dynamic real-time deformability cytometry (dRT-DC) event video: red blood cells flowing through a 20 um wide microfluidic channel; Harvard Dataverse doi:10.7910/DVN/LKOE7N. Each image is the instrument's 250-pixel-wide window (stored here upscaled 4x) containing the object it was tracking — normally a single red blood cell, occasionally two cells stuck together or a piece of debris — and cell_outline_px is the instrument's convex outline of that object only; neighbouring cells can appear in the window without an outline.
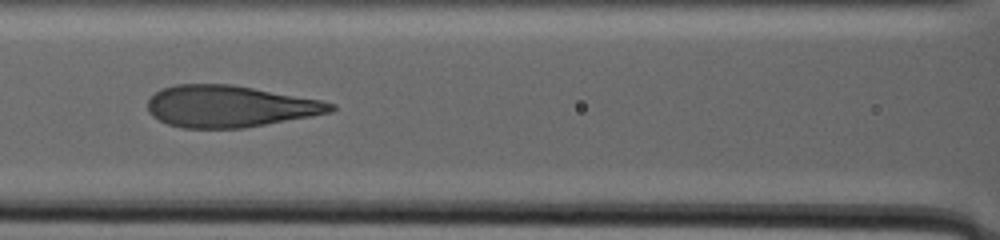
{"species": "human", "species_latin": "Homo sapiens", "temperature_condition": "warm", "stored_images_in_passage": 47, "camera_frame_rate_fps": 3000, "um_per_image_px": 0.085, "donor": {"sex": "male"}, "frame": {"image": 1, "passage_image": 7, "time_ms": 5.667, "image_size_px": [1000, 240], "cell_outline_px": [[336, 108], [332, 112], [244, 128], [180, 128], [168, 124], [152, 116], [148, 112], [148, 100], [160, 88], [176, 84], [232, 84], [320, 100], [336, 104]], "centroid_in_image_um": [19.49, 9.04], "position_along_channel_um": 147.1, "area_um2": 44.39}}
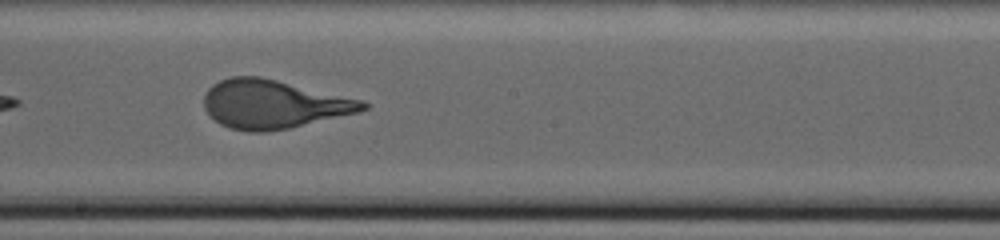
{"frame": {"image": 2, "passage_image": 13, "time_ms": 9.667, "image_size_px": [1000, 240], "cell_outline_px": [[368, 108], [360, 112], [288, 128], [264, 132], [248, 132], [228, 128], [220, 124], [204, 108], [204, 96], [208, 88], [212, 84], [220, 80], [232, 76], [260, 76], [364, 100], [368, 104]], "centroid_in_image_um": [23.24, 8.85], "position_along_channel_um": 225.0, "area_um2": 44.97}}
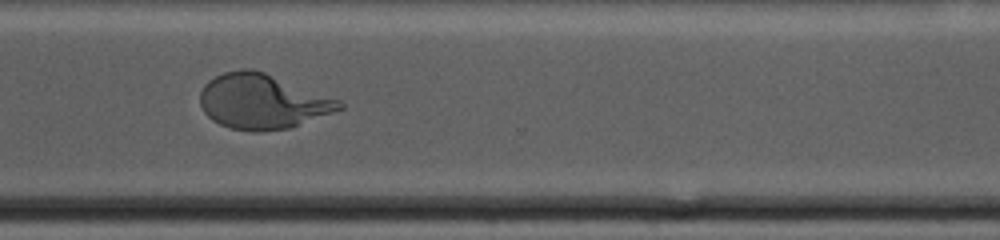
{"frame": {"image": 3, "passage_image": 30, "time_ms": 16.0, "image_size_px": [1000, 240], "cell_outline_px": [[344, 108], [288, 128], [260, 132], [252, 132], [232, 128], [220, 124], [212, 120], [204, 112], [200, 104], [200, 92], [204, 84], [208, 80], [224, 72], [244, 68], [252, 68], [264, 72], [340, 100], [344, 104]], "centroid_in_image_um": [22.27, 8.62], "position_along_channel_um": 348.3, "area_um2": 44.27}}